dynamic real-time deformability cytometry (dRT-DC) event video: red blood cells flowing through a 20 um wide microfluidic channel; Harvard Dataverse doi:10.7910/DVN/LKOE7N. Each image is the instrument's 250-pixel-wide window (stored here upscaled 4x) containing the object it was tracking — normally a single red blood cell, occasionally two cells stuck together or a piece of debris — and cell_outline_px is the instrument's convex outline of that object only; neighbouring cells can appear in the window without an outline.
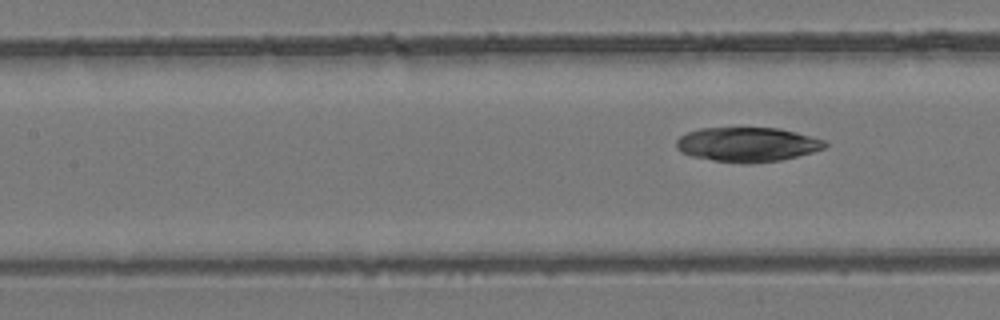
{"species": "common noctule bat (a hibernating species)", "species_latin": "Nyctalus noctula", "temperature_condition": "room temperature", "stored_images_in_passage": 6, "segment_of_instrument_passage": [2, 2], "camera_frame_rate_fps": 3000, "um_per_image_px": 0.085, "animal": {"sex": "female", "body_mass_g": 24.6, "forearm_length_mm": 56.2}, "frame": {"image": 1, "passage_image": 6, "time_ms": 7.333, "image_size_px": [1000, 320], "cell_outline_px": [[828, 144], [824, 148], [812, 152], [780, 160], [748, 164], [740, 164], [712, 160], [692, 156], [680, 152], [676, 148], [676, 140], [680, 136], [688, 132], [700, 128], [780, 128], [796, 132], [824, 140]], "centroid_in_image_um": [63.49, 12.28], "position_along_channel_um": 143.9, "area_um2": 29.88}}